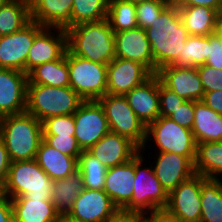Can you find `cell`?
<instances>
[{
	"label": "cell",
	"mask_w": 222,
	"mask_h": 222,
	"mask_svg": "<svg viewBox=\"0 0 222 222\" xmlns=\"http://www.w3.org/2000/svg\"><path fill=\"white\" fill-rule=\"evenodd\" d=\"M84 100L70 87H52L27 82L26 112L39 121L53 116L70 115Z\"/></svg>",
	"instance_id": "277c9868"
},
{
	"label": "cell",
	"mask_w": 222,
	"mask_h": 222,
	"mask_svg": "<svg viewBox=\"0 0 222 222\" xmlns=\"http://www.w3.org/2000/svg\"><path fill=\"white\" fill-rule=\"evenodd\" d=\"M97 101L104 110L110 132L127 137L141 149L146 138V126L131 109L125 96L106 94Z\"/></svg>",
	"instance_id": "9c48e42d"
},
{
	"label": "cell",
	"mask_w": 222,
	"mask_h": 222,
	"mask_svg": "<svg viewBox=\"0 0 222 222\" xmlns=\"http://www.w3.org/2000/svg\"><path fill=\"white\" fill-rule=\"evenodd\" d=\"M205 64L222 70V42L215 33L208 35V58Z\"/></svg>",
	"instance_id": "7bdbcfd3"
},
{
	"label": "cell",
	"mask_w": 222,
	"mask_h": 222,
	"mask_svg": "<svg viewBox=\"0 0 222 222\" xmlns=\"http://www.w3.org/2000/svg\"><path fill=\"white\" fill-rule=\"evenodd\" d=\"M44 27L30 21L13 34L0 36V68H10L26 73V58L35 36Z\"/></svg>",
	"instance_id": "8fae6325"
},
{
	"label": "cell",
	"mask_w": 222,
	"mask_h": 222,
	"mask_svg": "<svg viewBox=\"0 0 222 222\" xmlns=\"http://www.w3.org/2000/svg\"><path fill=\"white\" fill-rule=\"evenodd\" d=\"M106 19L114 33L137 28L136 4L126 0H109Z\"/></svg>",
	"instance_id": "d6a6232c"
},
{
	"label": "cell",
	"mask_w": 222,
	"mask_h": 222,
	"mask_svg": "<svg viewBox=\"0 0 222 222\" xmlns=\"http://www.w3.org/2000/svg\"><path fill=\"white\" fill-rule=\"evenodd\" d=\"M109 0H73L71 27L84 22H98L107 18Z\"/></svg>",
	"instance_id": "e575fe53"
},
{
	"label": "cell",
	"mask_w": 222,
	"mask_h": 222,
	"mask_svg": "<svg viewBox=\"0 0 222 222\" xmlns=\"http://www.w3.org/2000/svg\"><path fill=\"white\" fill-rule=\"evenodd\" d=\"M30 18L43 27H71L73 0H29Z\"/></svg>",
	"instance_id": "603a6c76"
},
{
	"label": "cell",
	"mask_w": 222,
	"mask_h": 222,
	"mask_svg": "<svg viewBox=\"0 0 222 222\" xmlns=\"http://www.w3.org/2000/svg\"><path fill=\"white\" fill-rule=\"evenodd\" d=\"M132 2L134 4L142 3V2H149V1H173V0H126Z\"/></svg>",
	"instance_id": "f5cc1de1"
},
{
	"label": "cell",
	"mask_w": 222,
	"mask_h": 222,
	"mask_svg": "<svg viewBox=\"0 0 222 222\" xmlns=\"http://www.w3.org/2000/svg\"><path fill=\"white\" fill-rule=\"evenodd\" d=\"M214 33L218 36V38L222 42V15H219V17H218Z\"/></svg>",
	"instance_id": "f907efd6"
},
{
	"label": "cell",
	"mask_w": 222,
	"mask_h": 222,
	"mask_svg": "<svg viewBox=\"0 0 222 222\" xmlns=\"http://www.w3.org/2000/svg\"><path fill=\"white\" fill-rule=\"evenodd\" d=\"M43 140L51 147L59 150L61 153L72 156L77 160L82 153V150L74 136L43 135Z\"/></svg>",
	"instance_id": "f35d334b"
},
{
	"label": "cell",
	"mask_w": 222,
	"mask_h": 222,
	"mask_svg": "<svg viewBox=\"0 0 222 222\" xmlns=\"http://www.w3.org/2000/svg\"><path fill=\"white\" fill-rule=\"evenodd\" d=\"M35 159L53 181L64 179L78 166L76 158L61 153L44 140L40 143Z\"/></svg>",
	"instance_id": "484cf974"
},
{
	"label": "cell",
	"mask_w": 222,
	"mask_h": 222,
	"mask_svg": "<svg viewBox=\"0 0 222 222\" xmlns=\"http://www.w3.org/2000/svg\"><path fill=\"white\" fill-rule=\"evenodd\" d=\"M129 106L147 126L160 117L159 77L153 74L140 86L124 95Z\"/></svg>",
	"instance_id": "ffe728a7"
},
{
	"label": "cell",
	"mask_w": 222,
	"mask_h": 222,
	"mask_svg": "<svg viewBox=\"0 0 222 222\" xmlns=\"http://www.w3.org/2000/svg\"><path fill=\"white\" fill-rule=\"evenodd\" d=\"M152 167L156 178L169 195L180 183L194 174V163L186 156L171 152H156Z\"/></svg>",
	"instance_id": "e0dca14e"
},
{
	"label": "cell",
	"mask_w": 222,
	"mask_h": 222,
	"mask_svg": "<svg viewBox=\"0 0 222 222\" xmlns=\"http://www.w3.org/2000/svg\"><path fill=\"white\" fill-rule=\"evenodd\" d=\"M204 92L222 91V70L209 65L197 66Z\"/></svg>",
	"instance_id": "60d3db41"
},
{
	"label": "cell",
	"mask_w": 222,
	"mask_h": 222,
	"mask_svg": "<svg viewBox=\"0 0 222 222\" xmlns=\"http://www.w3.org/2000/svg\"><path fill=\"white\" fill-rule=\"evenodd\" d=\"M28 81L31 84L47 85L52 87L70 86L67 50L60 59L46 62L34 68L28 74Z\"/></svg>",
	"instance_id": "f546056e"
},
{
	"label": "cell",
	"mask_w": 222,
	"mask_h": 222,
	"mask_svg": "<svg viewBox=\"0 0 222 222\" xmlns=\"http://www.w3.org/2000/svg\"><path fill=\"white\" fill-rule=\"evenodd\" d=\"M219 15H222V0H221V4H220V9H219Z\"/></svg>",
	"instance_id": "9f6ffc18"
},
{
	"label": "cell",
	"mask_w": 222,
	"mask_h": 222,
	"mask_svg": "<svg viewBox=\"0 0 222 222\" xmlns=\"http://www.w3.org/2000/svg\"><path fill=\"white\" fill-rule=\"evenodd\" d=\"M152 75L141 63L115 57L107 66V94L124 96Z\"/></svg>",
	"instance_id": "9a60e30c"
},
{
	"label": "cell",
	"mask_w": 222,
	"mask_h": 222,
	"mask_svg": "<svg viewBox=\"0 0 222 222\" xmlns=\"http://www.w3.org/2000/svg\"><path fill=\"white\" fill-rule=\"evenodd\" d=\"M150 140L154 143L152 148L157 152H171L188 157L193 163L196 156V142L192 130L178 125L169 117L160 116L146 126V138L140 149L142 153L149 147ZM149 142V143H148ZM148 144V146H147Z\"/></svg>",
	"instance_id": "8992f818"
},
{
	"label": "cell",
	"mask_w": 222,
	"mask_h": 222,
	"mask_svg": "<svg viewBox=\"0 0 222 222\" xmlns=\"http://www.w3.org/2000/svg\"><path fill=\"white\" fill-rule=\"evenodd\" d=\"M83 176L84 188L103 190L107 167L87 150H82L77 166Z\"/></svg>",
	"instance_id": "836d02e7"
},
{
	"label": "cell",
	"mask_w": 222,
	"mask_h": 222,
	"mask_svg": "<svg viewBox=\"0 0 222 222\" xmlns=\"http://www.w3.org/2000/svg\"><path fill=\"white\" fill-rule=\"evenodd\" d=\"M115 57L144 65L154 74V58L146 30L140 27L114 33Z\"/></svg>",
	"instance_id": "d6986e66"
},
{
	"label": "cell",
	"mask_w": 222,
	"mask_h": 222,
	"mask_svg": "<svg viewBox=\"0 0 222 222\" xmlns=\"http://www.w3.org/2000/svg\"><path fill=\"white\" fill-rule=\"evenodd\" d=\"M200 222H222V179L201 176Z\"/></svg>",
	"instance_id": "4dcf8cb0"
},
{
	"label": "cell",
	"mask_w": 222,
	"mask_h": 222,
	"mask_svg": "<svg viewBox=\"0 0 222 222\" xmlns=\"http://www.w3.org/2000/svg\"><path fill=\"white\" fill-rule=\"evenodd\" d=\"M146 34L154 58V74L178 60L179 55H182L183 45L190 36L174 2L146 29Z\"/></svg>",
	"instance_id": "6da1fadb"
},
{
	"label": "cell",
	"mask_w": 222,
	"mask_h": 222,
	"mask_svg": "<svg viewBox=\"0 0 222 222\" xmlns=\"http://www.w3.org/2000/svg\"><path fill=\"white\" fill-rule=\"evenodd\" d=\"M84 189L83 176L77 167L64 179L52 182L51 202L60 215H67Z\"/></svg>",
	"instance_id": "4316f807"
},
{
	"label": "cell",
	"mask_w": 222,
	"mask_h": 222,
	"mask_svg": "<svg viewBox=\"0 0 222 222\" xmlns=\"http://www.w3.org/2000/svg\"><path fill=\"white\" fill-rule=\"evenodd\" d=\"M173 1H149L136 4L138 27L147 29Z\"/></svg>",
	"instance_id": "8d00e7d4"
},
{
	"label": "cell",
	"mask_w": 222,
	"mask_h": 222,
	"mask_svg": "<svg viewBox=\"0 0 222 222\" xmlns=\"http://www.w3.org/2000/svg\"><path fill=\"white\" fill-rule=\"evenodd\" d=\"M53 222H76L67 215H59Z\"/></svg>",
	"instance_id": "816d5d0a"
},
{
	"label": "cell",
	"mask_w": 222,
	"mask_h": 222,
	"mask_svg": "<svg viewBox=\"0 0 222 222\" xmlns=\"http://www.w3.org/2000/svg\"><path fill=\"white\" fill-rule=\"evenodd\" d=\"M194 112L192 133L196 144L222 142V115L202 101H194Z\"/></svg>",
	"instance_id": "d4e9b609"
},
{
	"label": "cell",
	"mask_w": 222,
	"mask_h": 222,
	"mask_svg": "<svg viewBox=\"0 0 222 222\" xmlns=\"http://www.w3.org/2000/svg\"><path fill=\"white\" fill-rule=\"evenodd\" d=\"M208 58V36L190 35L183 45L182 55L173 64L179 67L204 65Z\"/></svg>",
	"instance_id": "d590c367"
},
{
	"label": "cell",
	"mask_w": 222,
	"mask_h": 222,
	"mask_svg": "<svg viewBox=\"0 0 222 222\" xmlns=\"http://www.w3.org/2000/svg\"><path fill=\"white\" fill-rule=\"evenodd\" d=\"M169 118L178 125L192 130L195 118L194 101L186 100L179 108L174 110Z\"/></svg>",
	"instance_id": "b9f144b4"
},
{
	"label": "cell",
	"mask_w": 222,
	"mask_h": 222,
	"mask_svg": "<svg viewBox=\"0 0 222 222\" xmlns=\"http://www.w3.org/2000/svg\"><path fill=\"white\" fill-rule=\"evenodd\" d=\"M107 222H143L142 215L119 212L114 218Z\"/></svg>",
	"instance_id": "681fc988"
},
{
	"label": "cell",
	"mask_w": 222,
	"mask_h": 222,
	"mask_svg": "<svg viewBox=\"0 0 222 222\" xmlns=\"http://www.w3.org/2000/svg\"><path fill=\"white\" fill-rule=\"evenodd\" d=\"M70 87L84 100L107 94V66L71 54L67 50Z\"/></svg>",
	"instance_id": "ba28073f"
},
{
	"label": "cell",
	"mask_w": 222,
	"mask_h": 222,
	"mask_svg": "<svg viewBox=\"0 0 222 222\" xmlns=\"http://www.w3.org/2000/svg\"><path fill=\"white\" fill-rule=\"evenodd\" d=\"M5 195V185L0 181V199Z\"/></svg>",
	"instance_id": "db71d44e"
},
{
	"label": "cell",
	"mask_w": 222,
	"mask_h": 222,
	"mask_svg": "<svg viewBox=\"0 0 222 222\" xmlns=\"http://www.w3.org/2000/svg\"><path fill=\"white\" fill-rule=\"evenodd\" d=\"M143 155L141 151L135 155L133 194L131 200L120 210L122 213L143 215L167 207L168 194L156 178L151 163L150 167H146L149 161Z\"/></svg>",
	"instance_id": "5b68a950"
},
{
	"label": "cell",
	"mask_w": 222,
	"mask_h": 222,
	"mask_svg": "<svg viewBox=\"0 0 222 222\" xmlns=\"http://www.w3.org/2000/svg\"><path fill=\"white\" fill-rule=\"evenodd\" d=\"M201 175L194 174L180 183L169 195L165 210L182 222H200Z\"/></svg>",
	"instance_id": "7c38bea8"
},
{
	"label": "cell",
	"mask_w": 222,
	"mask_h": 222,
	"mask_svg": "<svg viewBox=\"0 0 222 222\" xmlns=\"http://www.w3.org/2000/svg\"><path fill=\"white\" fill-rule=\"evenodd\" d=\"M10 201L14 222H53L60 215L51 199L19 196Z\"/></svg>",
	"instance_id": "cb8c5ba5"
},
{
	"label": "cell",
	"mask_w": 222,
	"mask_h": 222,
	"mask_svg": "<svg viewBox=\"0 0 222 222\" xmlns=\"http://www.w3.org/2000/svg\"><path fill=\"white\" fill-rule=\"evenodd\" d=\"M8 0H0V8L7 2Z\"/></svg>",
	"instance_id": "11a10c76"
},
{
	"label": "cell",
	"mask_w": 222,
	"mask_h": 222,
	"mask_svg": "<svg viewBox=\"0 0 222 222\" xmlns=\"http://www.w3.org/2000/svg\"><path fill=\"white\" fill-rule=\"evenodd\" d=\"M27 82L25 72L0 68V118L26 111Z\"/></svg>",
	"instance_id": "2e32d148"
},
{
	"label": "cell",
	"mask_w": 222,
	"mask_h": 222,
	"mask_svg": "<svg viewBox=\"0 0 222 222\" xmlns=\"http://www.w3.org/2000/svg\"><path fill=\"white\" fill-rule=\"evenodd\" d=\"M11 163L12 161L7 148L5 147L4 142L0 139V181H2L4 184L7 180Z\"/></svg>",
	"instance_id": "bcb514c9"
},
{
	"label": "cell",
	"mask_w": 222,
	"mask_h": 222,
	"mask_svg": "<svg viewBox=\"0 0 222 222\" xmlns=\"http://www.w3.org/2000/svg\"><path fill=\"white\" fill-rule=\"evenodd\" d=\"M75 135L81 150H88L110 132L104 110L97 100L84 101L73 114Z\"/></svg>",
	"instance_id": "30bf717a"
},
{
	"label": "cell",
	"mask_w": 222,
	"mask_h": 222,
	"mask_svg": "<svg viewBox=\"0 0 222 222\" xmlns=\"http://www.w3.org/2000/svg\"><path fill=\"white\" fill-rule=\"evenodd\" d=\"M143 222H182L169 214L165 209L156 210L142 215Z\"/></svg>",
	"instance_id": "ee69618b"
},
{
	"label": "cell",
	"mask_w": 222,
	"mask_h": 222,
	"mask_svg": "<svg viewBox=\"0 0 222 222\" xmlns=\"http://www.w3.org/2000/svg\"><path fill=\"white\" fill-rule=\"evenodd\" d=\"M87 151L108 169L128 162L140 149L127 137L108 132Z\"/></svg>",
	"instance_id": "44dd1931"
},
{
	"label": "cell",
	"mask_w": 222,
	"mask_h": 222,
	"mask_svg": "<svg viewBox=\"0 0 222 222\" xmlns=\"http://www.w3.org/2000/svg\"><path fill=\"white\" fill-rule=\"evenodd\" d=\"M53 180L38 165L36 159L12 162L5 182V194L13 199H51Z\"/></svg>",
	"instance_id": "52a82bcc"
},
{
	"label": "cell",
	"mask_w": 222,
	"mask_h": 222,
	"mask_svg": "<svg viewBox=\"0 0 222 222\" xmlns=\"http://www.w3.org/2000/svg\"><path fill=\"white\" fill-rule=\"evenodd\" d=\"M30 21L29 0H8L0 8V36L19 31Z\"/></svg>",
	"instance_id": "1f68e13d"
},
{
	"label": "cell",
	"mask_w": 222,
	"mask_h": 222,
	"mask_svg": "<svg viewBox=\"0 0 222 222\" xmlns=\"http://www.w3.org/2000/svg\"><path fill=\"white\" fill-rule=\"evenodd\" d=\"M119 212L104 190L85 188L73 202L67 216L76 222H107Z\"/></svg>",
	"instance_id": "4fadbf2b"
},
{
	"label": "cell",
	"mask_w": 222,
	"mask_h": 222,
	"mask_svg": "<svg viewBox=\"0 0 222 222\" xmlns=\"http://www.w3.org/2000/svg\"><path fill=\"white\" fill-rule=\"evenodd\" d=\"M183 24L189 35L214 34L219 13L204 6H178Z\"/></svg>",
	"instance_id": "83f0119b"
},
{
	"label": "cell",
	"mask_w": 222,
	"mask_h": 222,
	"mask_svg": "<svg viewBox=\"0 0 222 222\" xmlns=\"http://www.w3.org/2000/svg\"><path fill=\"white\" fill-rule=\"evenodd\" d=\"M0 222H14L12 204L6 194L0 199Z\"/></svg>",
	"instance_id": "c3c4849f"
},
{
	"label": "cell",
	"mask_w": 222,
	"mask_h": 222,
	"mask_svg": "<svg viewBox=\"0 0 222 222\" xmlns=\"http://www.w3.org/2000/svg\"><path fill=\"white\" fill-rule=\"evenodd\" d=\"M65 30L71 54L103 65L115 58L114 31L107 19L80 23Z\"/></svg>",
	"instance_id": "7a4b0ae2"
},
{
	"label": "cell",
	"mask_w": 222,
	"mask_h": 222,
	"mask_svg": "<svg viewBox=\"0 0 222 222\" xmlns=\"http://www.w3.org/2000/svg\"><path fill=\"white\" fill-rule=\"evenodd\" d=\"M201 101L222 115V91L205 92Z\"/></svg>",
	"instance_id": "f6af8a7d"
},
{
	"label": "cell",
	"mask_w": 222,
	"mask_h": 222,
	"mask_svg": "<svg viewBox=\"0 0 222 222\" xmlns=\"http://www.w3.org/2000/svg\"><path fill=\"white\" fill-rule=\"evenodd\" d=\"M56 32V33H55ZM67 50V34L63 28L44 27L36 36L26 58V74L34 68L60 59Z\"/></svg>",
	"instance_id": "5bb4252c"
},
{
	"label": "cell",
	"mask_w": 222,
	"mask_h": 222,
	"mask_svg": "<svg viewBox=\"0 0 222 222\" xmlns=\"http://www.w3.org/2000/svg\"><path fill=\"white\" fill-rule=\"evenodd\" d=\"M0 139L12 162L36 158L43 140L42 122L28 112L0 118Z\"/></svg>",
	"instance_id": "3957f363"
},
{
	"label": "cell",
	"mask_w": 222,
	"mask_h": 222,
	"mask_svg": "<svg viewBox=\"0 0 222 222\" xmlns=\"http://www.w3.org/2000/svg\"><path fill=\"white\" fill-rule=\"evenodd\" d=\"M43 135H75V121L73 114L53 116L42 122Z\"/></svg>",
	"instance_id": "74e56055"
},
{
	"label": "cell",
	"mask_w": 222,
	"mask_h": 222,
	"mask_svg": "<svg viewBox=\"0 0 222 222\" xmlns=\"http://www.w3.org/2000/svg\"><path fill=\"white\" fill-rule=\"evenodd\" d=\"M177 6H204L219 13L221 0H173Z\"/></svg>",
	"instance_id": "7dc6e473"
},
{
	"label": "cell",
	"mask_w": 222,
	"mask_h": 222,
	"mask_svg": "<svg viewBox=\"0 0 222 222\" xmlns=\"http://www.w3.org/2000/svg\"><path fill=\"white\" fill-rule=\"evenodd\" d=\"M161 83L178 96L190 101H201L204 89L197 67L168 65L157 71Z\"/></svg>",
	"instance_id": "ac0fdd59"
},
{
	"label": "cell",
	"mask_w": 222,
	"mask_h": 222,
	"mask_svg": "<svg viewBox=\"0 0 222 222\" xmlns=\"http://www.w3.org/2000/svg\"><path fill=\"white\" fill-rule=\"evenodd\" d=\"M134 182L135 156L126 163L107 169L103 190L121 210L131 200Z\"/></svg>",
	"instance_id": "7402d4cb"
},
{
	"label": "cell",
	"mask_w": 222,
	"mask_h": 222,
	"mask_svg": "<svg viewBox=\"0 0 222 222\" xmlns=\"http://www.w3.org/2000/svg\"><path fill=\"white\" fill-rule=\"evenodd\" d=\"M186 100L165 87L159 79L160 116L169 117Z\"/></svg>",
	"instance_id": "ab89813d"
},
{
	"label": "cell",
	"mask_w": 222,
	"mask_h": 222,
	"mask_svg": "<svg viewBox=\"0 0 222 222\" xmlns=\"http://www.w3.org/2000/svg\"><path fill=\"white\" fill-rule=\"evenodd\" d=\"M194 171L205 178L222 179V142L196 144Z\"/></svg>",
	"instance_id": "f1b7e54d"
}]
</instances>
